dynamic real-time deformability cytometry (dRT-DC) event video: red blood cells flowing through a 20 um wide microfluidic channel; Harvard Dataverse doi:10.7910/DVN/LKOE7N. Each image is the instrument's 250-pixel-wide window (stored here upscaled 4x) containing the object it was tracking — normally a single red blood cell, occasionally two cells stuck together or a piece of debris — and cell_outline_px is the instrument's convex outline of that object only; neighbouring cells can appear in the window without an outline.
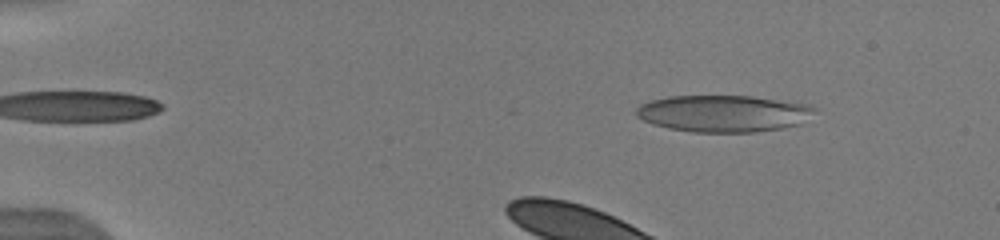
{"species": "human", "species_latin": "Homo sapiens", "temperature_condition": "warm", "stored_images_in_passage": 20, "camera_frame_rate_fps": 3000, "um_per_image_px": 0.085, "donor": {"sex": "male"}, "frame": {"image": 1, "passage_image": 6, "time_ms": 1.667, "image_size_px": [1000, 240], "cell_outline_px": [[816, 108], [800, 124], [780, 128], [752, 132], [692, 132], [668, 128], [644, 120], [636, 116], [636, 108], [640, 104], [652, 100], [668, 96], [752, 96], [808, 104]], "centroid_in_image_um": [61.46, 9.64], "position_along_channel_um": 23.5, "area_um2": 37.92}}